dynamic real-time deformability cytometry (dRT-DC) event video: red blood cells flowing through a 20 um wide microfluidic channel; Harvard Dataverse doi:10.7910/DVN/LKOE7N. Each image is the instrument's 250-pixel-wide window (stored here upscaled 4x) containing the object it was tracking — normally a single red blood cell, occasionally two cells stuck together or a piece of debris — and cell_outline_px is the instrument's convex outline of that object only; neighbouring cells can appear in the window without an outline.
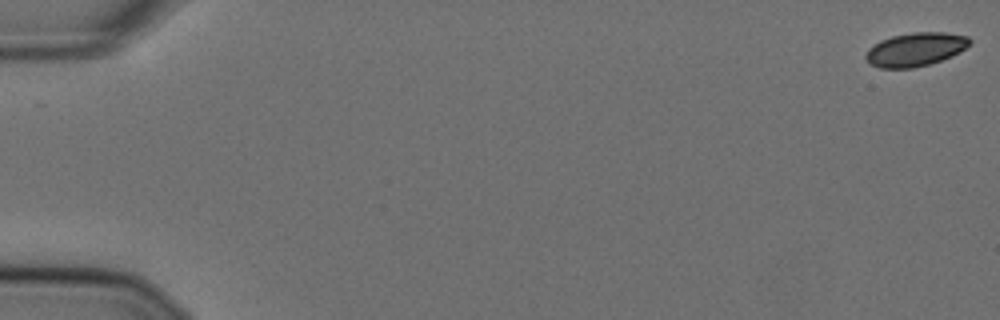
{"species": "Egyptian fruit bat (a non-hibernating species)", "species_latin": "Rousettus aegyptiacus", "temperature_condition": "cold", "stored_images_in_passage": 57, "camera_frame_rate_fps": 3000, "um_per_image_px": 0.085, "animal": {"sex": "female"}, "frame": {"image": 1, "passage_image": 1, "time_ms": 0.0, "image_size_px": [1000, 320], "cell_outline_px": [[972, 40], [960, 52], [952, 56], [928, 64], [912, 68], [880, 68], [868, 64], [864, 56], [868, 48], [880, 40], [892, 36], [912, 32], [944, 32], [968, 36]], "centroid_in_image_um": [77.77, 4.2], "position_along_channel_um": 7.2, "area_um2": 20.4}}
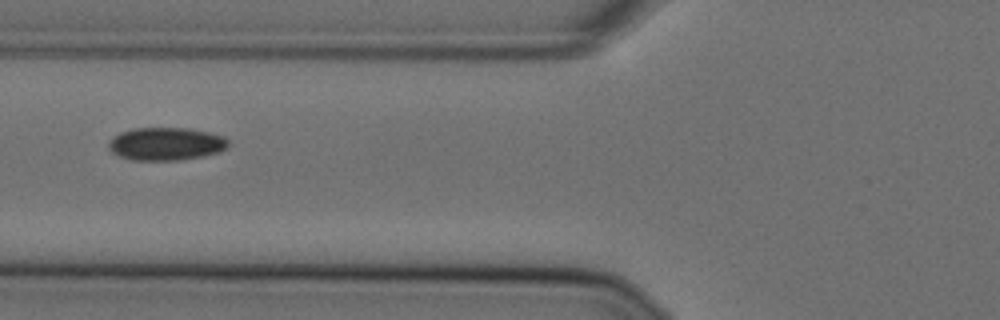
{"frame": {"image": 2, "passage_image": 23, "time_ms": 7.333, "image_size_px": [1000, 320], "cell_outline_px": [[228, 144], [220, 152], [204, 156], [180, 160], [132, 160], [120, 156], [112, 152], [108, 148], [108, 140], [120, 132], [132, 128], [188, 128], [208, 132], [224, 136], [228, 140]], "centroid_in_image_um": [14.09, 12.23], "position_along_channel_um": 111.7, "area_um2": 23.06}}
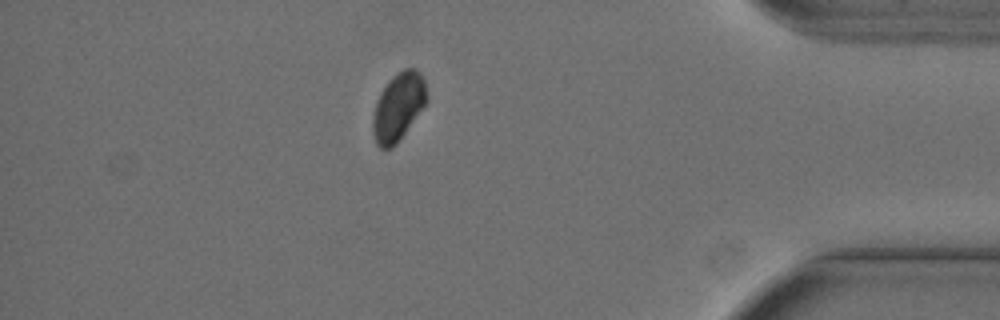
{"frame": {"image": 3, "passage_image": 50, "time_ms": 16.333, "image_size_px": [1000, 320], "cell_outline_px": [[428, 100], [396, 144], [392, 148], [380, 148], [376, 144], [372, 132], [372, 116], [380, 92], [388, 80], [396, 72], [404, 68], [416, 68], [420, 72], [424, 80], [428, 96]], "centroid_in_image_um": [33.84, 9.05], "position_along_channel_um": 401.4, "area_um2": 21.39}}